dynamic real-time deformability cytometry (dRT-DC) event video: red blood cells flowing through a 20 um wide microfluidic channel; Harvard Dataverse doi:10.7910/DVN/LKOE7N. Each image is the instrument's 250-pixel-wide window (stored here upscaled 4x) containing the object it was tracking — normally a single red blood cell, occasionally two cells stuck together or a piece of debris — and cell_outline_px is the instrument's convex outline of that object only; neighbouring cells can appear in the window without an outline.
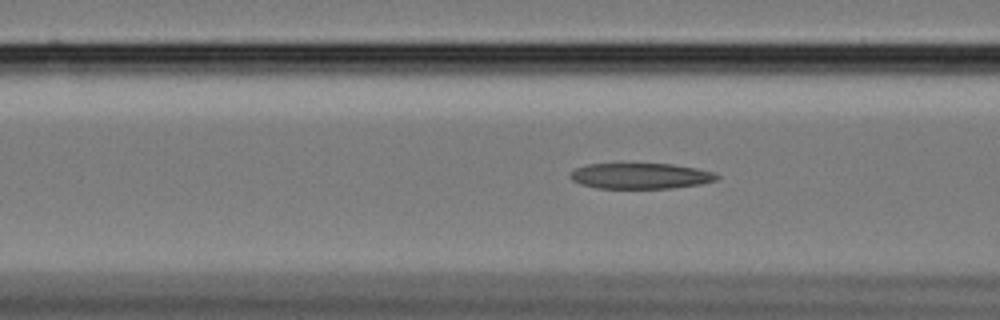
{"species": "Egyptian fruit bat (a non-hibernating species)", "species_latin": "Rousettus aegyptiacus", "temperature_condition": "cold", "stored_images_in_passage": 59, "camera_frame_rate_fps": 3000, "um_per_image_px": 0.085, "animal": {"sex": "female"}, "frame": {"image": 1, "passage_image": 23, "time_ms": 7.333, "image_size_px": [1000, 320], "cell_outline_px": [[720, 176], [716, 180], [700, 184], [672, 188], [596, 188], [580, 184], [572, 180], [568, 176], [576, 168], [588, 164], [672, 164], [696, 168], [712, 172]], "centroid_in_image_um": [54.42, 14.96], "position_along_channel_um": 112.2, "area_um2": 21.85}}
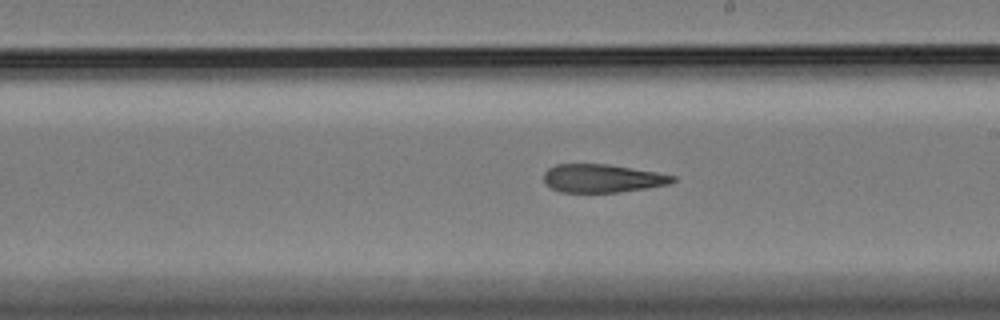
{"frame": {"image": 2, "passage_image": 34, "time_ms": 11.0, "image_size_px": [1000, 320], "cell_outline_px": [[676, 180], [668, 184], [620, 192], [560, 192], [552, 188], [544, 180], [544, 172], [548, 168], [556, 164], [608, 164], [656, 172], [676, 176]], "centroid_in_image_um": [51.19, 15.15], "position_along_channel_um": 237.8, "area_um2": 21.04}}
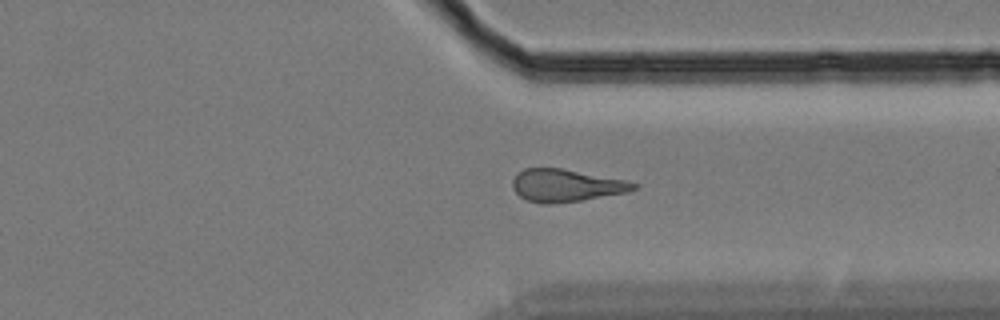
{"frame": {"image": 3, "passage_image": 45, "time_ms": 14.667, "image_size_px": [1000, 320], "cell_outline_px": [[640, 184], [636, 188], [628, 192], [580, 200], [552, 204], [544, 204], [528, 200], [520, 196], [512, 188], [512, 180], [524, 168], [560, 168], [624, 180]], "centroid_in_image_um": [48.1, 15.77], "position_along_channel_um": 363.3, "area_um2": 22.6}, "authors_computed_cell_mechanics": {"area_um2": 23.0044, "velocity_mm_per_s": 3.4203, "shape_relaxation_time_tau1_ms": 7.072, "shape_relaxation_time_tau2_ms": 3.9656, "deformation_change_tau1": 0.1784, "deformation_change_tau2": 0.1465}}